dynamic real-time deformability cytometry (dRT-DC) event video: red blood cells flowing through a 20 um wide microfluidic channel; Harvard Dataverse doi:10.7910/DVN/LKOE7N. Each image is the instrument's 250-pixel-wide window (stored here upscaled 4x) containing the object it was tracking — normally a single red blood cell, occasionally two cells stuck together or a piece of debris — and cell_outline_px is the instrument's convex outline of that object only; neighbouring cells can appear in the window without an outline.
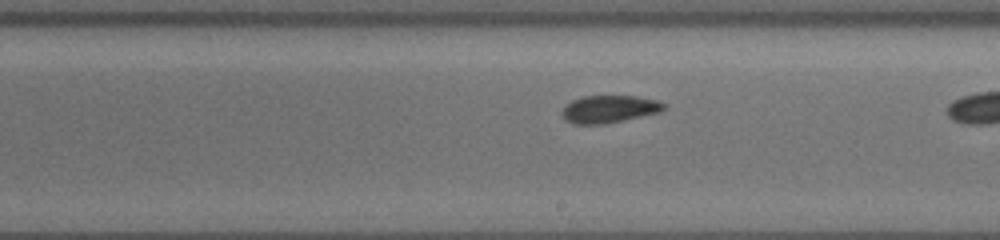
{"species": "common noctule bat (a hibernating species)", "species_latin": "Nyctalus noctula", "temperature_condition": "cold", "stored_images_in_passage": 20, "camera_frame_rate_fps": 3000, "um_per_image_px": 0.085, "animal": {"sex": "female", "body_mass_g": 19.5, "forearm_length_mm": 54.1}, "frame": {"image": 1, "passage_image": 17, "time_ms": 5.333, "image_size_px": [1000, 240], "cell_outline_px": [[668, 108], [660, 112], [600, 124], [576, 124], [568, 120], [560, 112], [564, 104], [572, 100], [584, 96], [636, 96], [656, 100], [668, 104]], "centroid_in_image_um": [51.8, 9.25], "position_along_channel_um": 237.2, "area_um2": 16.18}}